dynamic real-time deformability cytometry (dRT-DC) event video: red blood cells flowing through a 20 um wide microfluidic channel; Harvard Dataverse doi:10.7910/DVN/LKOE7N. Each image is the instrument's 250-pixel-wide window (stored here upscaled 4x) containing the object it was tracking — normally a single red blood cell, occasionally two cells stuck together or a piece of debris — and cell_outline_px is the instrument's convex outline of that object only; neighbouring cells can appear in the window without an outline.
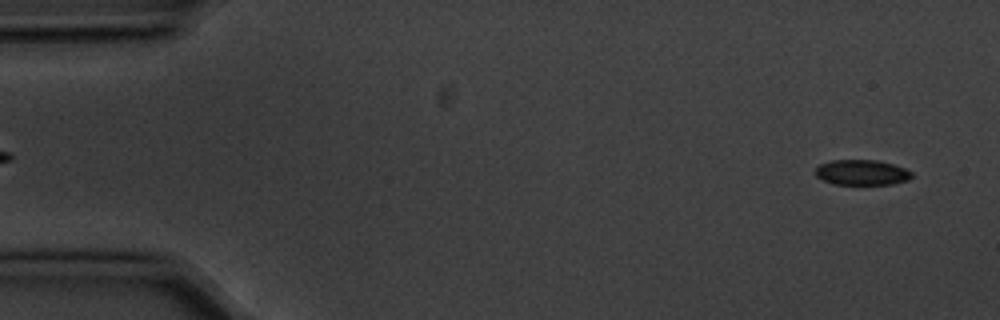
{"species": "common noctule bat (a hibernating species)", "species_latin": "Nyctalus noctula", "temperature_condition": "cold", "stored_images_in_passage": 8, "camera_frame_rate_fps": 3000, "um_per_image_px": 0.085, "animal": {"sex": "male", "body_mass_g": 20.1, "forearm_length_mm": 53.5}, "frame": {"image": 1, "passage_image": 1, "time_ms": 0.0, "image_size_px": [1000, 320], "cell_outline_px": [[912, 176], [908, 180], [892, 184], [832, 184], [816, 176], [816, 168], [820, 164], [832, 160], [876, 160], [892, 164], [904, 168], [912, 172]], "centroid_in_image_um": [73.25, 14.66], "position_along_channel_um": 11.7, "area_um2": 14.1}}
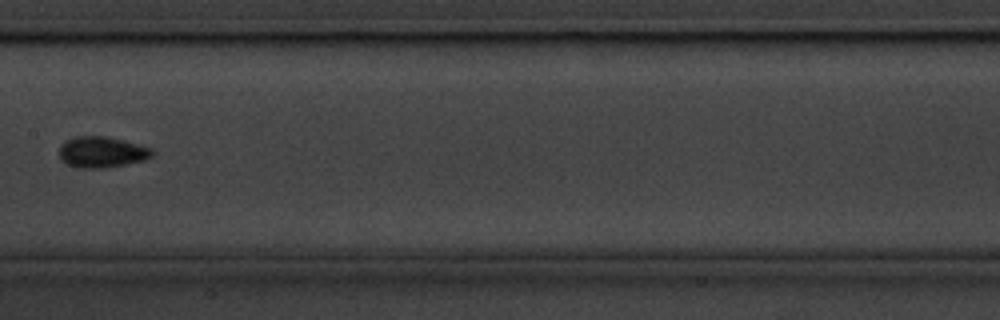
{"frame": {"image": 2, "passage_image": 8, "time_ms": 2.333, "image_size_px": [1000, 320], "cell_outline_px": [[152, 156], [144, 160], [104, 168], [80, 168], [68, 164], [60, 156], [60, 144], [76, 136], [104, 136], [152, 148]], "centroid_in_image_um": [8.64, 12.93], "position_along_channel_um": 198.8, "area_um2": 16.36}}